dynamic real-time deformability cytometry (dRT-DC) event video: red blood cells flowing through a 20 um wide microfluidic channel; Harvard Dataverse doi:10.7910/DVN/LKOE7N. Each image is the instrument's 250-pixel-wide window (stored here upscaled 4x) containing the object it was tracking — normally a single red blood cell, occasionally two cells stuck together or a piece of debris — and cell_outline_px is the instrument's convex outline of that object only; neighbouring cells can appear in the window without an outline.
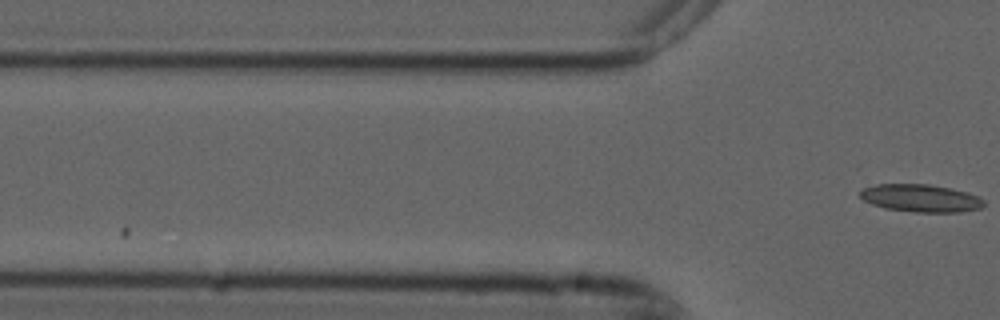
{"species": "common noctule bat (a hibernating species)", "species_latin": "Nyctalus noctula", "temperature_condition": "cold", "stored_images_in_passage": 2, "camera_frame_rate_fps": 3000, "um_per_image_px": 0.085, "animal": {"sex": "male", "forearm_length_mm": 52.5}, "frame": {"image": 1, "passage_image": 2, "time_ms": 0.333, "image_size_px": [1000, 320], "cell_outline_px": [[984, 204], [980, 208], [960, 212], [912, 212], [884, 208], [872, 204], [864, 200], [860, 196], [860, 192], [864, 188], [876, 184], [928, 184], [952, 188], [968, 192], [980, 196], [984, 200]], "centroid_in_image_um": [78.29, 16.84], "position_along_channel_um": 47.5, "area_um2": 20.06}}